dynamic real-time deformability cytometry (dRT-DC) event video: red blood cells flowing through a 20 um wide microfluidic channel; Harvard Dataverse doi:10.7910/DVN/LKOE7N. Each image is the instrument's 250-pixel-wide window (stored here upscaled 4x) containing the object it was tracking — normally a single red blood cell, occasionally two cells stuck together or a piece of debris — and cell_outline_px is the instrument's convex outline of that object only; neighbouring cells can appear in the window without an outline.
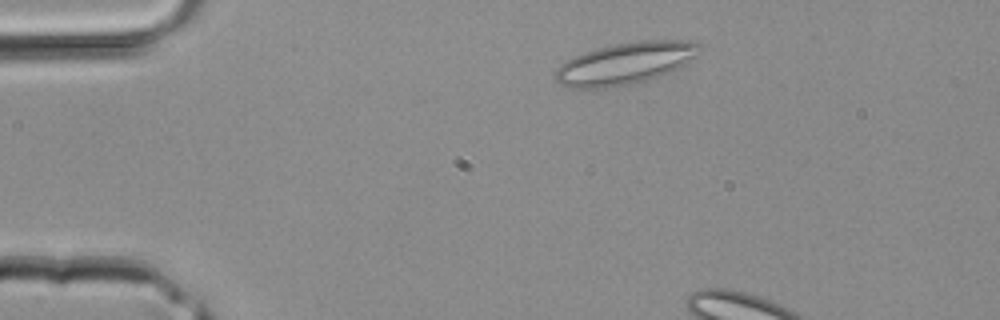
{"species": "common noctule bat (a hibernating species)", "species_latin": "Nyctalus noctula", "temperature_condition": "room temperature", "stored_images_in_passage": 8, "camera_frame_rate_fps": 3000, "um_per_image_px": 0.085, "animal": {"sex": "male", "body_mass_g": 20.4}, "frame": {"image": 1, "passage_image": 4, "time_ms": 1.0, "image_size_px": [1000, 320], "cell_outline_px": [[704, 48], [696, 56], [680, 68], [648, 80], [616, 88], [568, 88], [560, 84], [556, 80], [556, 68], [560, 64], [584, 52], [616, 44], [644, 40], [688, 40], [700, 44]], "centroid_in_image_um": [53.19, 5.4], "position_along_channel_um": 31.8, "area_um2": 35.32}}